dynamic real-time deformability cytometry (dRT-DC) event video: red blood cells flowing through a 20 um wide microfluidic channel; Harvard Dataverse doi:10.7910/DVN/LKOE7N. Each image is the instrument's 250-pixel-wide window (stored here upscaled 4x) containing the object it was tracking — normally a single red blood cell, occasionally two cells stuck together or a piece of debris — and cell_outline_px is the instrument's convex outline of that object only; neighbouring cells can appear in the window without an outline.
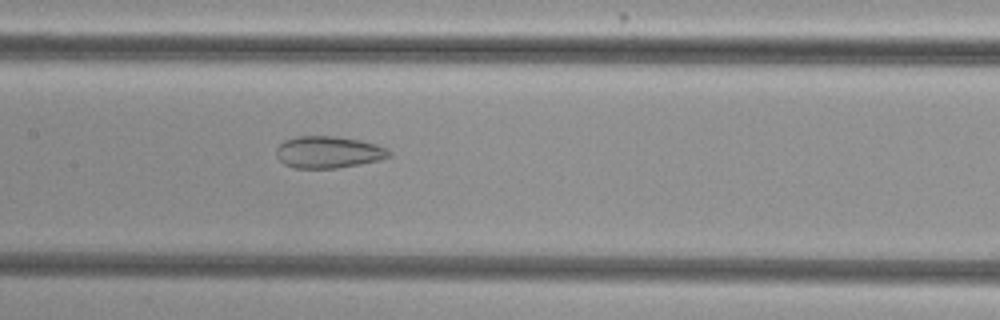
{"species": "common noctule bat (a hibernating species)", "species_latin": "Nyctalus noctula", "temperature_condition": "cold", "stored_images_in_passage": 48, "camera_frame_rate_fps": 3000, "um_per_image_px": 0.085, "animal": {"sex": "female", "body_mass_g": 29.2, "forearm_length_mm": 56.3}, "frame": {"image": 1, "passage_image": 20, "time_ms": 6.333, "image_size_px": [1000, 320], "cell_outline_px": [[392, 156], [380, 160], [360, 164], [336, 168], [296, 168], [284, 164], [276, 156], [276, 148], [284, 140], [296, 136], [336, 136], [360, 140], [376, 144], [388, 148], [392, 152]], "centroid_in_image_um": [27.94, 12.93], "position_along_channel_um": 179.5, "area_um2": 21.15}}
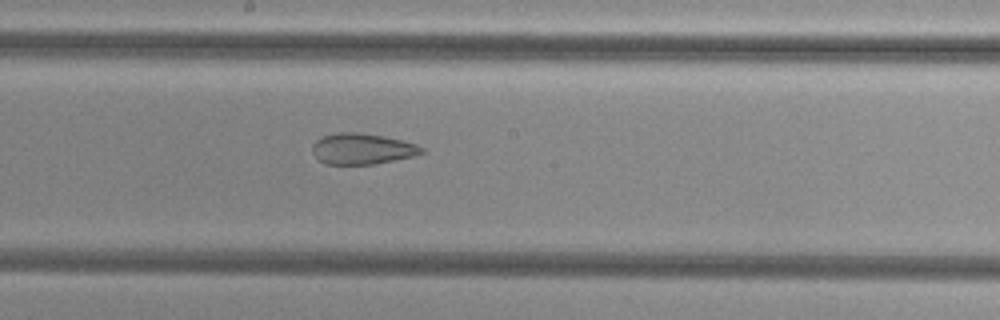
{"frame": {"image": 2, "passage_image": 23, "time_ms": 7.333, "image_size_px": [1000, 320], "cell_outline_px": [[424, 152], [416, 156], [376, 164], [324, 164], [312, 152], [312, 144], [320, 136], [336, 132], [356, 132], [384, 136], [416, 144], [424, 148]], "centroid_in_image_um": [30.78, 12.65], "position_along_channel_um": 217.4, "area_um2": 19.88}}
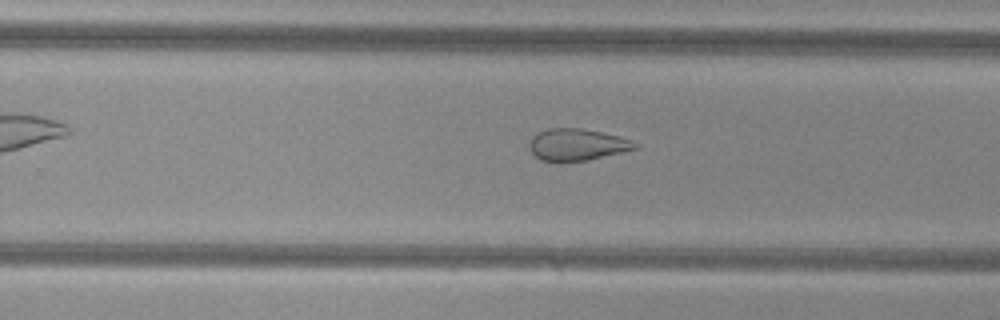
{"frame": {"image": 3, "passage_image": 28, "time_ms": 9.0, "image_size_px": [1000, 320], "cell_outline_px": [[640, 148], [624, 152], [588, 160], [560, 164], [556, 164], [540, 160], [532, 152], [528, 144], [532, 136], [536, 132], [548, 128], [580, 128], [620, 136], [640, 144]], "centroid_in_image_um": [49.03, 12.33], "position_along_channel_um": 280.8, "area_um2": 20.29}, "authors_computed_cell_mechanics": {"area_um2": 26.1834, "velocity_mm_per_s": 3.806, "shape_relaxation_time_tau1_ms": null, "shape_relaxation_time_tau2_ms": 2.2501, "deformation_change_tau1": null, "deformation_change_tau2": 0.0975}}